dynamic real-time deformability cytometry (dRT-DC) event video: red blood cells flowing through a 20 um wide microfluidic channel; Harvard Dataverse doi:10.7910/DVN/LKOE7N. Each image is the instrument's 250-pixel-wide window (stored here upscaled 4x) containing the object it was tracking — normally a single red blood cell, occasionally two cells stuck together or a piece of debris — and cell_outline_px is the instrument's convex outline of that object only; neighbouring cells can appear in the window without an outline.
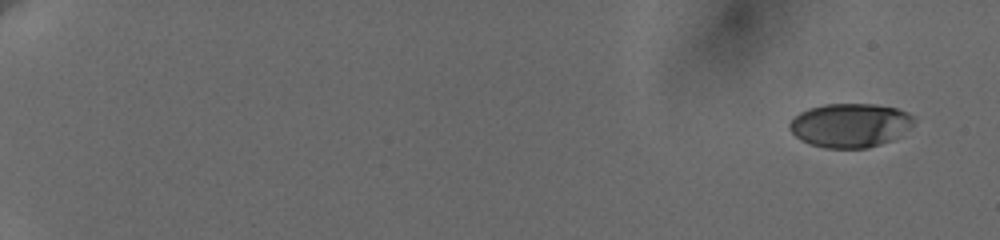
{"species": "human", "species_latin": "Homo sapiens", "temperature_condition": "cold", "stored_images_in_passage": 32, "camera_frame_rate_fps": 3000, "um_per_image_px": 0.085, "donor": {"sex": "female"}, "frame": {"image": 1, "passage_image": 1, "time_ms": 0.0, "image_size_px": [1000, 240], "cell_outline_px": [[912, 124], [908, 128], [892, 140], [868, 148], [824, 148], [800, 140], [788, 128], [788, 124], [800, 112], [808, 108], [824, 104], [876, 104], [896, 108], [908, 112], [912, 116]], "centroid_in_image_um": [72.23, 10.64], "position_along_channel_um": 12.8, "area_um2": 31.67}}
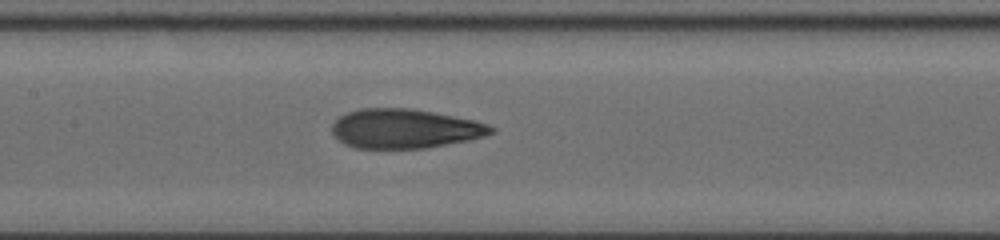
{"frame": {"image": 2, "passage_image": 24, "time_ms": 10.0, "image_size_px": [1000, 240], "cell_outline_px": [[496, 132], [484, 136], [468, 140], [424, 148], [356, 148], [344, 144], [332, 132], [332, 124], [340, 116], [348, 112], [360, 108], [408, 108], [432, 112], [472, 120], [488, 124], [496, 128]], "centroid_in_image_um": [34.4, 10.93], "position_along_channel_um": 173.0, "area_um2": 36.18}}
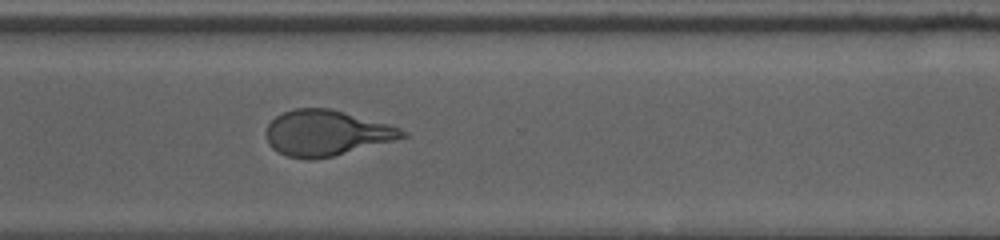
{"frame": {"image": 3, "passage_image": 32, "time_ms": 14.667, "image_size_px": [1000, 240], "cell_outline_px": [[408, 136], [332, 156], [312, 160], [308, 160], [288, 156], [272, 148], [268, 144], [264, 132], [268, 124], [276, 116], [284, 112], [296, 108], [328, 108], [400, 128], [408, 132]], "centroid_in_image_um": [27.67, 11.31], "position_along_channel_um": 342.9, "area_um2": 35.6}}